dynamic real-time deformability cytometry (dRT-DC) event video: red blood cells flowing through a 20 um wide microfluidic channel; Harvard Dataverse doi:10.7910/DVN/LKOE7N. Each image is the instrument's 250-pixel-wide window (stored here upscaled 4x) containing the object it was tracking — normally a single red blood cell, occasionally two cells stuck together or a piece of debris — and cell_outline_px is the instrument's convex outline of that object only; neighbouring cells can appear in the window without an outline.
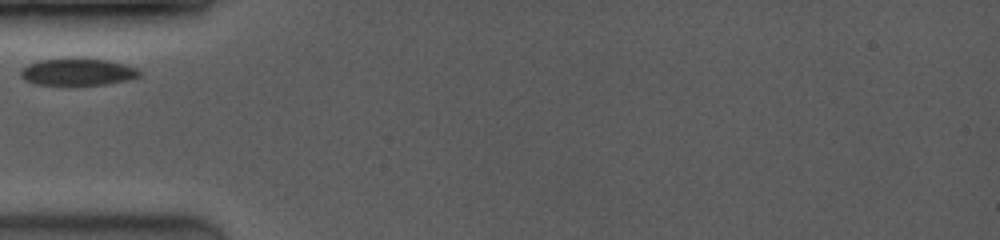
{"species": "common noctule bat (a hibernating species)", "species_latin": "Nyctalus noctula", "temperature_condition": "room temperature", "stored_images_in_passage": 1, "camera_frame_rate_fps": 3500, "um_per_image_px": 0.085, "animal": {"sex": "female", "body_mass_g": 19.0, "forearm_length_mm": 53.3}, "frame": {"image": 1, "passage_image": 1, "time_ms": 0.0, "image_size_px": [1000, 240], "cell_outline_px": [[140, 76], [128, 80], [104, 84], [36, 84], [24, 80], [20, 76], [20, 68], [28, 64], [40, 60], [108, 60], [136, 68], [140, 72]], "centroid_in_image_um": [6.56, 6.13], "position_along_channel_um": 78.4, "area_um2": 17.98}}